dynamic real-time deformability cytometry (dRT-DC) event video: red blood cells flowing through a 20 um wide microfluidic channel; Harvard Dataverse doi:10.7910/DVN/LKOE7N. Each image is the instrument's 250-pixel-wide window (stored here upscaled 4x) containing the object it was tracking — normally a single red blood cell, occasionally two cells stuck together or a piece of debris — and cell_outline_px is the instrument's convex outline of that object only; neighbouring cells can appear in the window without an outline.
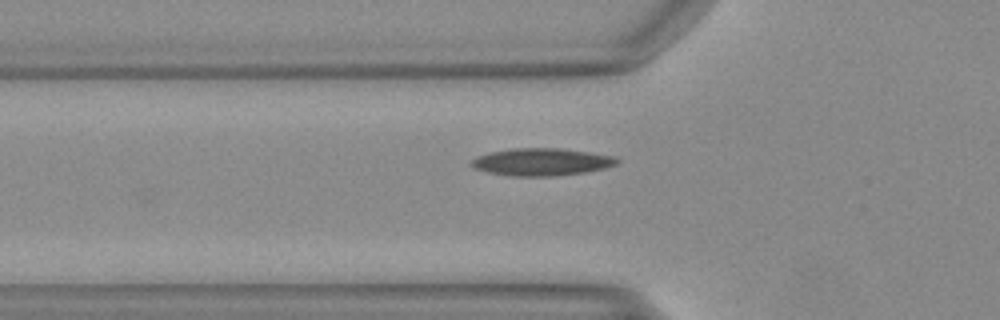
{"species": "Egyptian fruit bat (a non-hibernating species)", "species_latin": "Rousettus aegyptiacus", "temperature_condition": "warm", "stored_images_in_passage": 36, "camera_frame_rate_fps": 3000, "um_per_image_px": 0.085, "animal": {"sex": "female"}, "frame": {"image": 1, "passage_image": 5, "time_ms": 1.333, "image_size_px": [1000, 320], "cell_outline_px": [[620, 160], [616, 164], [604, 168], [584, 172], [552, 176], [512, 176], [488, 172], [472, 168], [472, 160], [488, 152], [512, 148], [560, 148], [588, 152], [612, 156]], "centroid_in_image_um": [46.01, 13.76], "position_along_channel_um": 79.8, "area_um2": 23.0}}
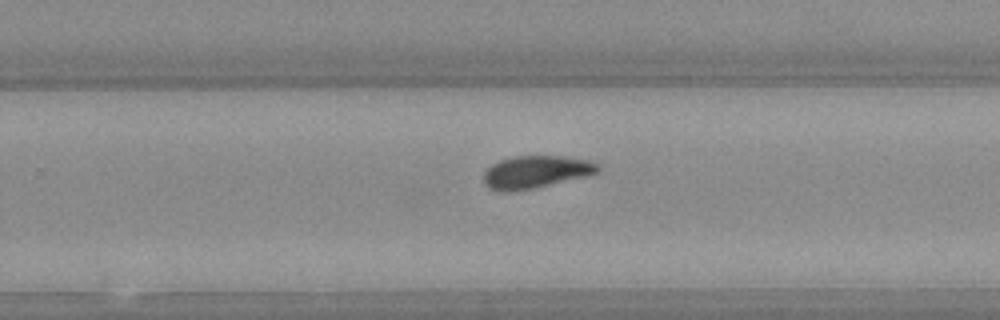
{"frame": {"image": 2, "passage_image": 20, "time_ms": 6.333, "image_size_px": [1000, 320], "cell_outline_px": [[600, 172], [588, 176], [536, 188], [508, 192], [504, 192], [488, 188], [484, 184], [484, 172], [492, 164], [500, 160], [512, 156], [568, 156], [588, 160], [596, 164], [600, 168]], "centroid_in_image_um": [45.55, 14.62], "position_along_channel_um": 284.2, "area_um2": 21.91}}
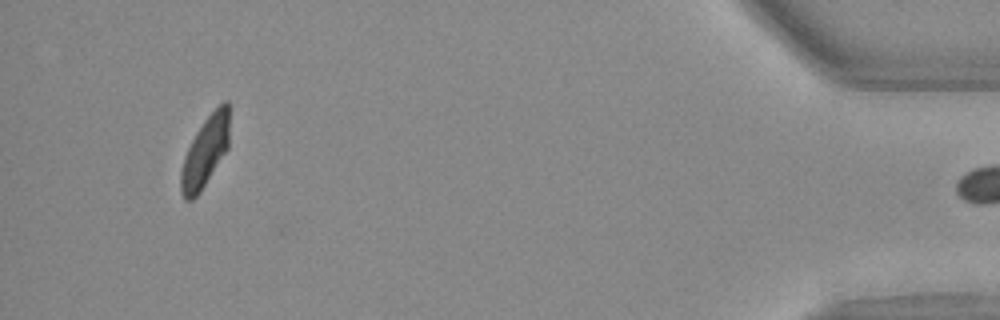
{"frame": {"image": 3, "passage_image": 35, "time_ms": 11.333, "image_size_px": [1000, 320], "cell_outline_px": [[228, 148], [200, 192], [192, 200], [184, 200], [180, 188], [180, 172], [184, 156], [196, 132], [204, 120], [224, 100], [228, 100]], "centroid_in_image_um": [17.41, 12.93], "position_along_channel_um": 417.8, "area_um2": 19.59}}